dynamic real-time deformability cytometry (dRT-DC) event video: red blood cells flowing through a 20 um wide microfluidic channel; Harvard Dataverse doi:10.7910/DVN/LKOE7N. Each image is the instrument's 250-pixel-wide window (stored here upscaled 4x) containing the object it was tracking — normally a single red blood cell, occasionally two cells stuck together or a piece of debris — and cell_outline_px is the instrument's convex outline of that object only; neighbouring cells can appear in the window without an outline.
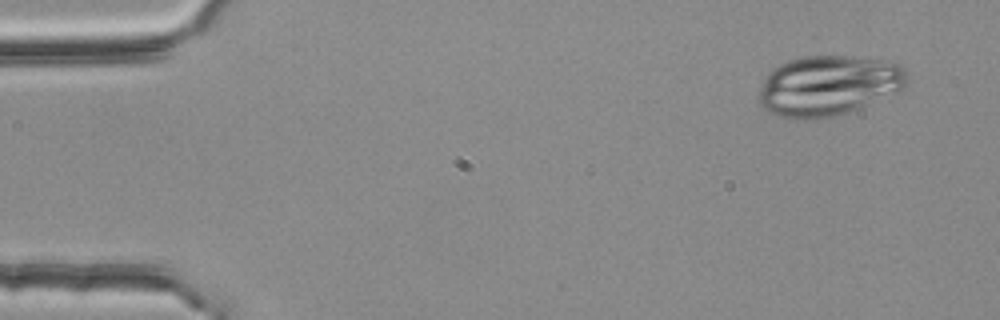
{"species": "common noctule bat (a hibernating species)", "species_latin": "Nyctalus noctula", "temperature_condition": "room temperature", "stored_images_in_passage": 54, "camera_frame_rate_fps": 3000, "um_per_image_px": 0.085, "animal": {"sex": "female", "body_mass_g": 25.1}, "frame": {"image": 1, "passage_image": 4, "time_ms": 1.0, "image_size_px": [1000, 320], "cell_outline_px": [[908, 84], [900, 92], [856, 108], [832, 116], [804, 120], [780, 116], [768, 112], [756, 100], [760, 84], [772, 68], [788, 60], [804, 56], [844, 56], [884, 60], [900, 64], [904, 68], [908, 76]], "centroid_in_image_um": [70.4, 7.27], "position_along_channel_um": 14.6, "area_um2": 52.25}}
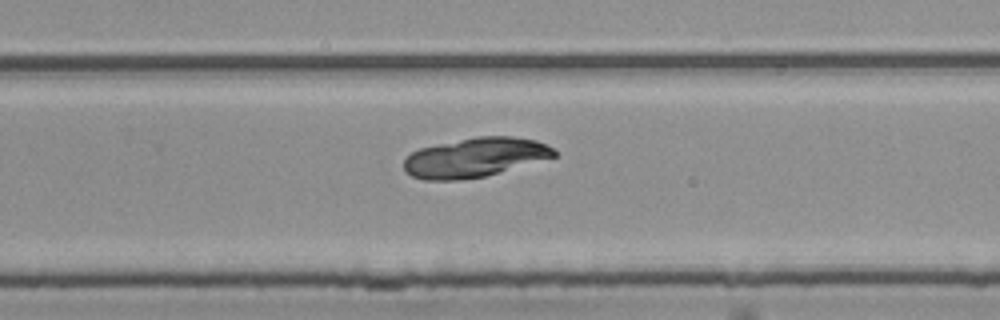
{"frame": {"image": 2, "passage_image": 35, "time_ms": 11.333, "image_size_px": [1000, 320], "cell_outline_px": [[556, 156], [484, 176], [460, 180], [424, 180], [412, 176], [404, 172], [404, 160], [412, 152], [420, 148], [436, 144], [476, 136], [512, 136], [536, 140], [556, 148]], "centroid_in_image_um": [40.36, 13.37], "position_along_channel_um": 289.4, "area_um2": 34.39}}
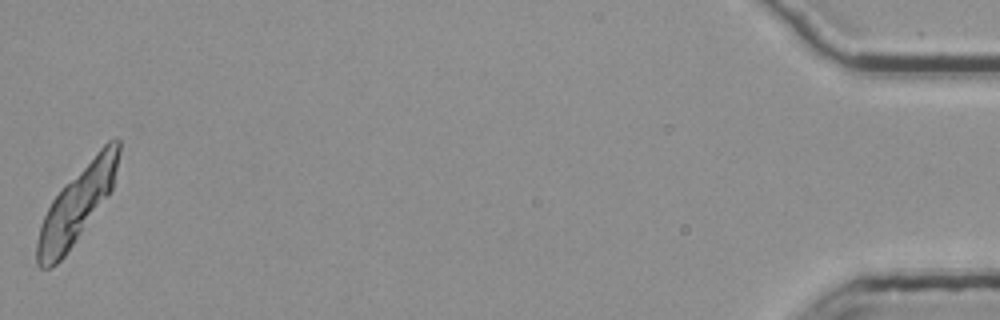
{"frame": {"image": 3, "passage_image": 54, "time_ms": 17.667, "image_size_px": [1000, 320], "cell_outline_px": [[120, 152], [112, 188], [64, 256], [52, 268], [40, 268], [36, 264], [36, 244], [40, 224], [52, 200], [64, 184], [108, 140], [116, 136], [120, 140]], "centroid_in_image_um": [6.5, 17.38], "position_along_channel_um": 428.7, "area_um2": 35.2}}